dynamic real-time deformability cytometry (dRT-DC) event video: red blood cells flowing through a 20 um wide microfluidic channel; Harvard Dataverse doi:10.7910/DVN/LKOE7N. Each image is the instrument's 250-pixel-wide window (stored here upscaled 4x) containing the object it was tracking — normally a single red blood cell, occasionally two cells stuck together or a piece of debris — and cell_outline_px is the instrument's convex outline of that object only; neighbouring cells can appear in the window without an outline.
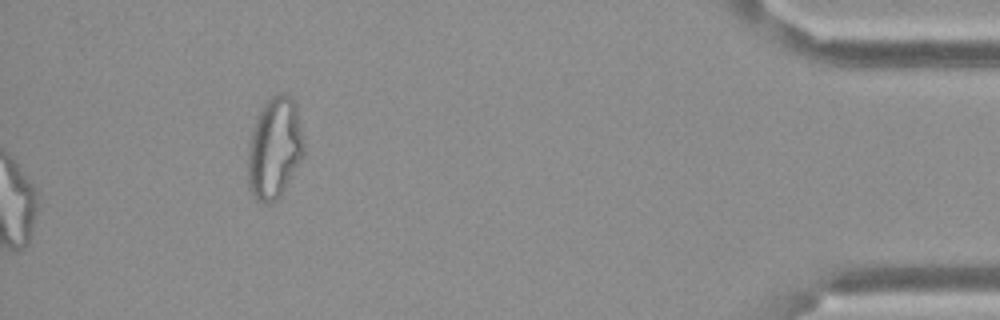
{"species": "Egyptian fruit bat (a non-hibernating species)", "species_latin": "Rousettus aegyptiacus", "temperature_condition": "cold", "stored_images_in_passage": 58, "camera_frame_rate_fps": 3000, "um_per_image_px": 0.085, "frame": {"image": 1, "passage_image": 58, "time_ms": 19.0, "image_size_px": [1000, 320], "cell_outline_px": [[304, 156], [280, 196], [276, 200], [268, 204], [264, 204], [256, 200], [248, 188], [248, 152], [252, 132], [256, 116], [264, 104], [272, 96], [280, 92], [296, 100], [304, 140]], "centroid_in_image_um": [23.35, 12.59], "position_along_channel_um": 411.8, "area_um2": 33.41}, "authors_computed_cell_mechanics": {"area_um2": 29.1023, "velocity_mm_per_s": 3.4099, "shape_relaxation_time_tau1_ms": null, "shape_relaxation_time_tau2_ms": 2.3755, "deformation_change_tau1": null, "deformation_change_tau2": 0.1073}}